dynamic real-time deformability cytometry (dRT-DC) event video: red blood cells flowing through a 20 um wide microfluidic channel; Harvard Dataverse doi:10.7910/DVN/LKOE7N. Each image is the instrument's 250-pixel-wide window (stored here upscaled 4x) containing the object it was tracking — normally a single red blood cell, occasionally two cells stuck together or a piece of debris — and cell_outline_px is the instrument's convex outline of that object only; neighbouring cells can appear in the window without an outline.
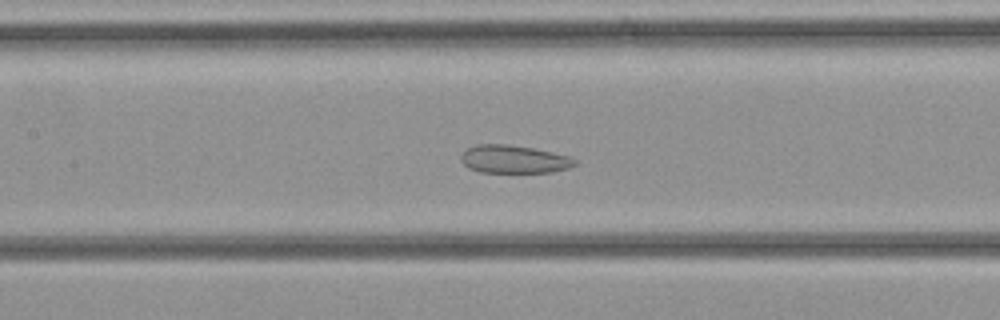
{"species": "common noctule bat (a hibernating species)", "species_latin": "Nyctalus noctula", "temperature_condition": "cold", "stored_images_in_passage": 37, "camera_frame_rate_fps": 3000, "um_per_image_px": 0.085, "animal": {"sex": "female", "body_mass_g": 21.9}, "frame": {"image": 1, "passage_image": 17, "time_ms": 5.333, "image_size_px": [1000, 320], "cell_outline_px": [[576, 164], [568, 168], [552, 172], [480, 172], [468, 168], [460, 160], [460, 156], [468, 148], [476, 144], [504, 144], [532, 148], [552, 152], [568, 156], [576, 160]], "centroid_in_image_um": [43.65, 13.54], "position_along_channel_um": 163.7, "area_um2": 18.44}}
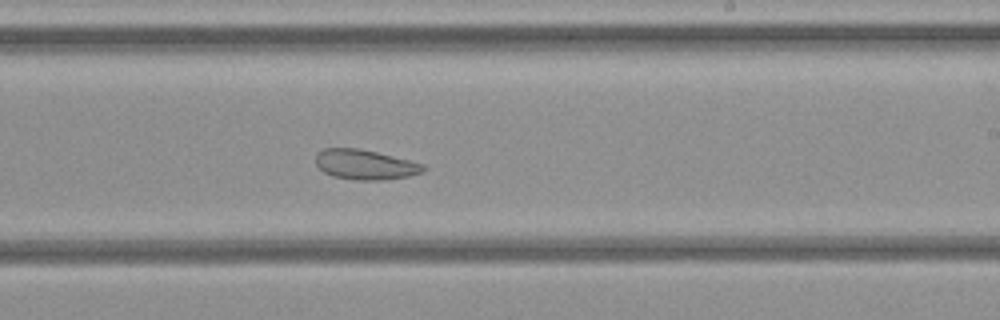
{"frame": {"image": 2, "passage_image": 22, "time_ms": 7.0, "image_size_px": [1000, 320], "cell_outline_px": [[428, 168], [424, 172], [408, 176], [380, 180], [356, 180], [332, 176], [324, 172], [316, 164], [316, 156], [324, 148], [356, 148], [376, 152], [424, 164]], "centroid_in_image_um": [31.06, 14.0], "position_along_channel_um": 257.9, "area_um2": 18.61}}
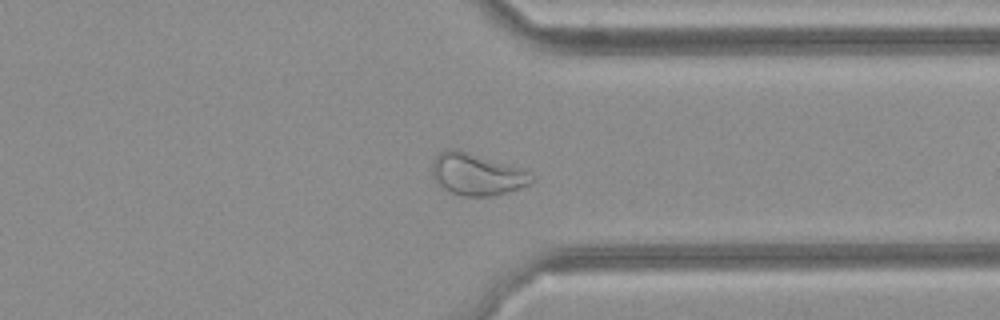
{"frame": {"image": 3, "passage_image": 28, "time_ms": 9.0, "image_size_px": [1000, 320], "cell_outline_px": [[536, 180], [520, 188], [508, 192], [492, 196], [464, 196], [440, 188], [432, 180], [432, 160], [444, 148], [456, 148], [508, 164], [528, 172], [536, 176]], "centroid_in_image_um": [40.48, 14.81], "position_along_channel_um": 370.9, "area_um2": 24.62}}